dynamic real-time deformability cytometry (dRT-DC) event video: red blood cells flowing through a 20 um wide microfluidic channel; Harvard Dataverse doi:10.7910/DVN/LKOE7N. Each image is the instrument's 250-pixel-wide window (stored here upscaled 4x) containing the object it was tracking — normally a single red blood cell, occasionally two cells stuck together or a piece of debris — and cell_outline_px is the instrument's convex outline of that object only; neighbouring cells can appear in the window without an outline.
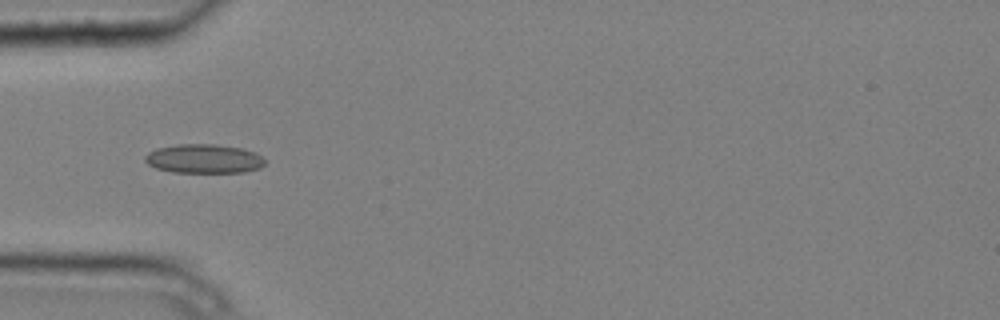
{"species": "common noctule bat (a hibernating species)", "species_latin": "Nyctalus noctula", "temperature_condition": "cold", "stored_images_in_passage": 6, "camera_frame_rate_fps": 3000, "um_per_image_px": 0.085, "animal": {"sex": "male", "body_mass_g": 20.4}, "frame": {"image": 1, "passage_image": 5, "time_ms": 1.333, "image_size_px": [1000, 320], "cell_outline_px": [[264, 164], [260, 168], [244, 172], [172, 172], [156, 168], [148, 164], [144, 160], [144, 156], [148, 152], [156, 148], [176, 144], [216, 144], [244, 148], [256, 152], [264, 160]], "centroid_in_image_um": [17.32, 13.48], "position_along_channel_um": 67.7, "area_um2": 20.46}}
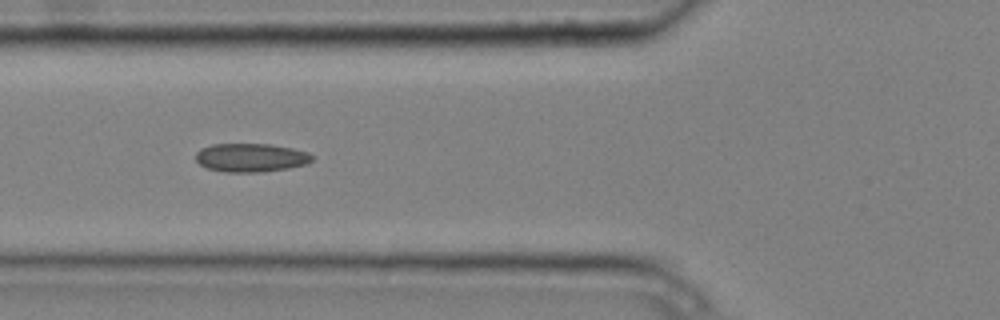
{"frame": {"image": 2, "passage_image": 6, "time_ms": 1.667, "image_size_px": [1000, 320], "cell_outline_px": [[312, 160], [308, 164], [288, 168], [260, 172], [224, 172], [208, 168], [200, 164], [196, 160], [196, 152], [200, 148], [212, 144], [268, 144], [292, 148], [308, 152], [312, 156]], "centroid_in_image_um": [21.31, 13.4], "position_along_channel_um": 104.5, "area_um2": 19.36}}